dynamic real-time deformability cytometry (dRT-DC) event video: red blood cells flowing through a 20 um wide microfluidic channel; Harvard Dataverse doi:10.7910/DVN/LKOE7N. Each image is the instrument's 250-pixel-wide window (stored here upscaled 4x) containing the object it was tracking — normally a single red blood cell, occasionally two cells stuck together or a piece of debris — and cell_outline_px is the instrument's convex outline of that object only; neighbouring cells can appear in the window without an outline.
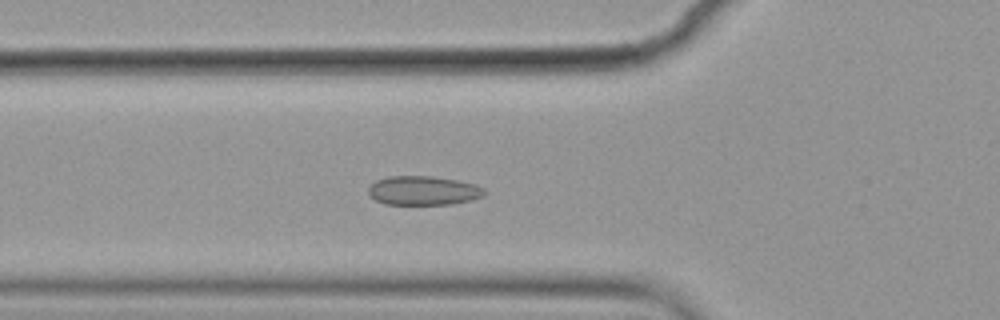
{"species": "common noctule bat (a hibernating species)", "species_latin": "Nyctalus noctula", "temperature_condition": "cold", "stored_images_in_passage": 41, "camera_frame_rate_fps": 3000, "um_per_image_px": 0.085, "animal": {"sex": "female", "body_mass_g": 19.9}, "frame": {"image": 1, "passage_image": 4, "time_ms": 1.0, "image_size_px": [1000, 320], "cell_outline_px": [[484, 196], [452, 204], [384, 204], [376, 200], [368, 192], [368, 188], [376, 180], [388, 176], [432, 176], [456, 180], [476, 184], [484, 188]], "centroid_in_image_um": [35.97, 16.19], "position_along_channel_um": 89.8, "area_um2": 19.54}}
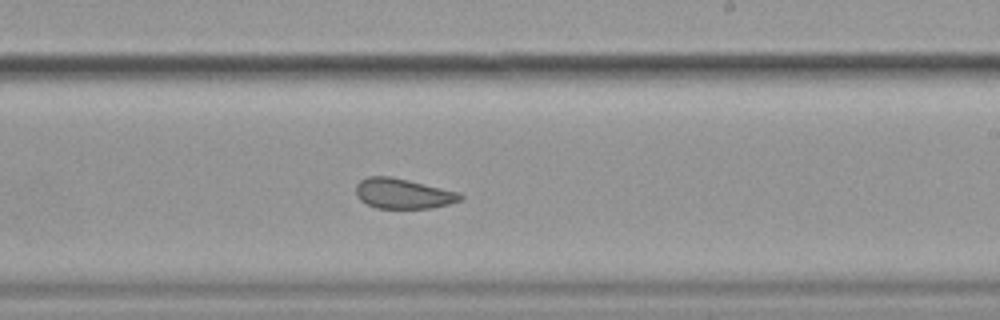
{"frame": {"image": 2, "passage_image": 18, "time_ms": 5.667, "image_size_px": [1000, 320], "cell_outline_px": [[464, 200], [432, 208], [376, 208], [360, 200], [356, 196], [356, 184], [360, 180], [368, 176], [388, 176], [408, 180], [460, 192], [464, 196]], "centroid_in_image_um": [34.28, 16.45], "position_along_channel_um": 254.7, "area_um2": 18.44}}
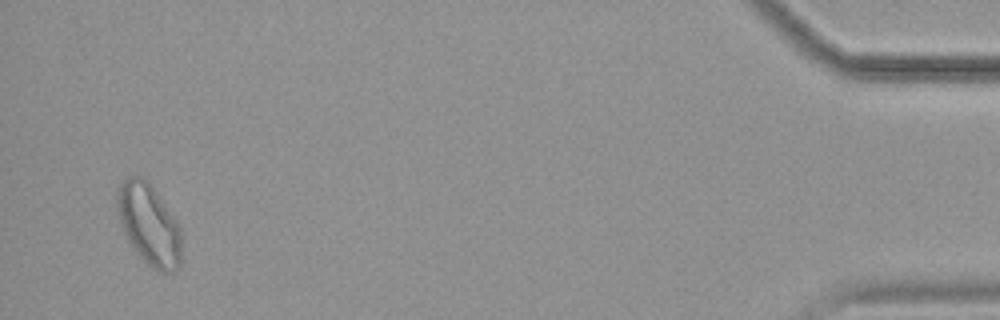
{"frame": {"image": 3, "passage_image": 39, "time_ms": 12.667, "image_size_px": [1000, 320], "cell_outline_px": [[180, 268], [176, 272], [160, 272], [152, 268], [132, 248], [120, 224], [116, 204], [116, 196], [120, 184], [128, 176], [140, 176], [152, 188], [176, 220], [180, 228]], "centroid_in_image_um": [12.65, 19.12], "position_along_channel_um": 422.6, "area_um2": 30.0}, "authors_computed_cell_mechanics": {"area_um2": 19.2474, "velocity_mm_per_s": 3.539, "shape_relaxation_time_tau1_ms": null, "shape_relaxation_time_tau2_ms": 1.54, "deformation_change_tau1": null, "deformation_change_tau2": 0.0568}}